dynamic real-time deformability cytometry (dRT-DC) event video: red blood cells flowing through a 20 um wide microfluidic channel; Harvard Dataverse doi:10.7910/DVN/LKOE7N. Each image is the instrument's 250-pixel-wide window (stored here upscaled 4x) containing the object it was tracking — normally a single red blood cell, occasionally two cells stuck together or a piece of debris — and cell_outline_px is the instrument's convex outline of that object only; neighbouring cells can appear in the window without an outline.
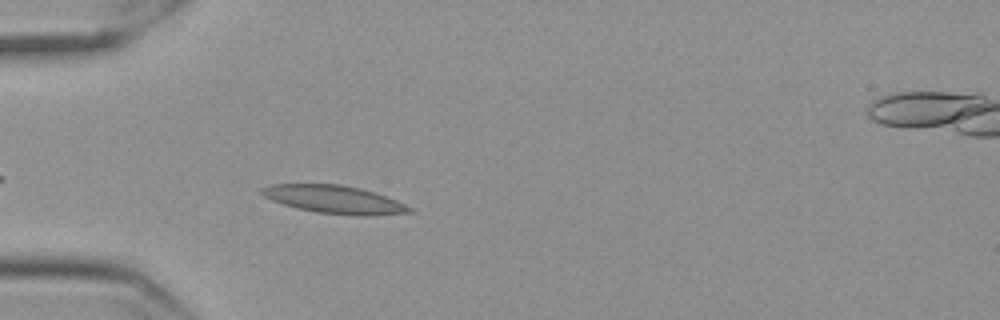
{"species": "Egyptian fruit bat (a non-hibernating species)", "species_latin": "Rousettus aegyptiacus", "temperature_condition": "cold", "stored_images_in_passage": 33, "camera_frame_rate_fps": 3000, "um_per_image_px": 0.085, "frame": {"image": 1, "passage_image": 5, "time_ms": 1.333, "image_size_px": [1000, 320], "cell_outline_px": [[412, 212], [372, 216], [356, 216], [316, 212], [296, 208], [272, 200], [264, 196], [260, 192], [260, 188], [268, 184], [340, 184], [360, 188], [396, 200], [412, 208]], "centroid_in_image_um": [28.38, 16.96], "position_along_channel_um": 56.6, "area_um2": 24.04}}
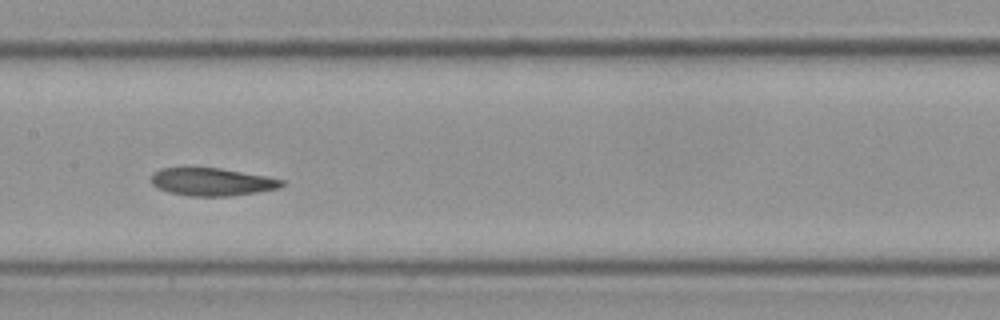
{"frame": {"image": 2, "passage_image": 17, "time_ms": 5.333, "image_size_px": [1000, 320], "cell_outline_px": [[284, 184], [280, 188], [232, 196], [188, 196], [168, 192], [156, 188], [152, 184], [152, 172], [160, 168], [220, 168], [264, 176], [284, 180]], "centroid_in_image_um": [17.98, 15.46], "position_along_channel_um": 189.4, "area_um2": 21.1}}
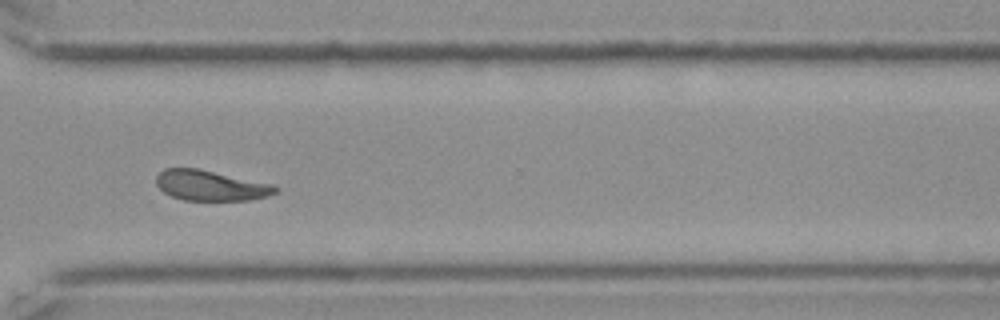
{"frame": {"image": 3, "passage_image": 31, "time_ms": 10.0, "image_size_px": [1000, 320], "cell_outline_px": [[280, 188], [276, 192], [268, 196], [248, 200], [184, 200], [172, 196], [164, 192], [156, 184], [156, 176], [164, 168], [200, 168], [272, 184]], "centroid_in_image_um": [17.91, 15.76], "position_along_channel_um": 352.7, "area_um2": 21.1}, "authors_computed_cell_mechanics": {"area_um2": 21.386, "velocity_mm_per_s": 3.5037, "shape_relaxation_time_tau1_ms": 8.144, "shape_relaxation_time_tau2_ms": 3.144, "deformation_change_tau1": 0.2083, "deformation_change_tau2": 0.0951}}